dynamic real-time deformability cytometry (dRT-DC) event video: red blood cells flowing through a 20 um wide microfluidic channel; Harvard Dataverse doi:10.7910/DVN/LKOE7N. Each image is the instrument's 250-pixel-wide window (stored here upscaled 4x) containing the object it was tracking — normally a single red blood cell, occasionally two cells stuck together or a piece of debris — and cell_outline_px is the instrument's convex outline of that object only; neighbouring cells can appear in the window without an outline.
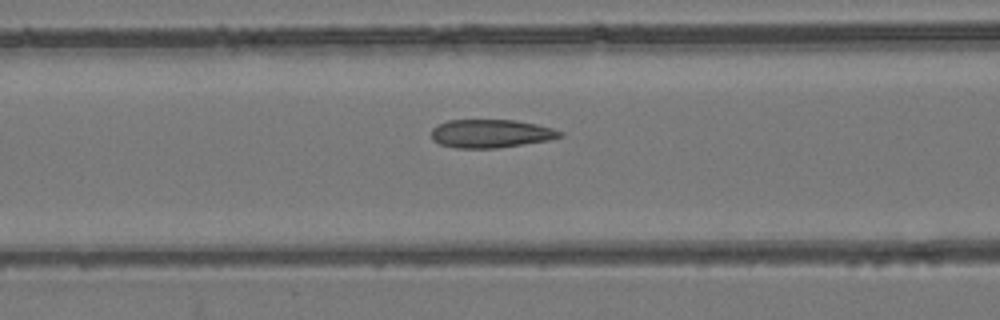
{"species": "common noctule bat (a hibernating species)", "species_latin": "Nyctalus noctula", "temperature_condition": "room temperature", "stored_images_in_passage": 49, "camera_frame_rate_fps": 3000, "um_per_image_px": 0.085, "animal": {"sex": "female", "body_mass_g": 24.6, "forearm_length_mm": 56.2}, "frame": {"image": 1, "passage_image": 17, "time_ms": 5.333, "image_size_px": [1000, 320], "cell_outline_px": [[564, 136], [548, 140], [496, 148], [456, 148], [440, 144], [432, 140], [432, 128], [436, 124], [448, 120], [512, 120], [536, 124], [552, 128], [564, 132]], "centroid_in_image_um": [41.7, 11.35], "position_along_channel_um": 124.9, "area_um2": 21.21}}
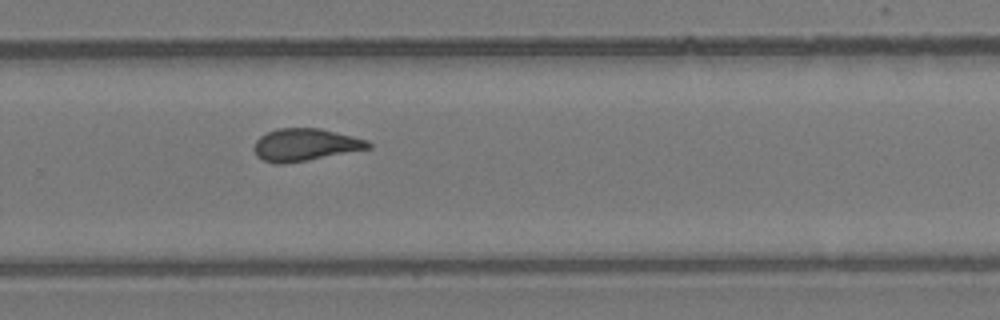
{"frame": {"image": 2, "passage_image": 31, "time_ms": 10.0, "image_size_px": [1000, 320], "cell_outline_px": [[372, 148], [284, 164], [276, 164], [264, 160], [256, 156], [256, 140], [260, 136], [276, 128], [320, 128], [368, 140], [372, 144]], "centroid_in_image_um": [25.96, 12.3], "position_along_channel_um": 303.8, "area_um2": 21.33}}
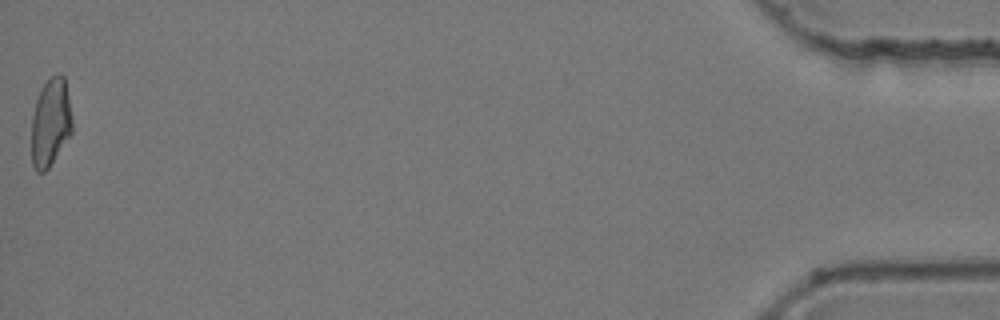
{"frame": {"image": 3, "passage_image": 49, "time_ms": 16.0, "image_size_px": [1000, 320], "cell_outline_px": [[72, 132], [48, 168], [44, 172], [36, 172], [32, 164], [32, 116], [36, 100], [40, 88], [56, 72], [60, 72], [64, 76], [72, 116]], "centroid_in_image_um": [4.29, 10.38], "position_along_channel_um": 430.9, "area_um2": 20.87}, "authors_computed_cell_mechanics": {"area_um2": 21.5016, "velocity_mm_per_s": 3.842, "shape_relaxation_time_tau1_ms": null, "shape_relaxation_time_tau2_ms": 2.0841, "deformation_change_tau1": null, "deformation_change_tau2": 0.1113}}